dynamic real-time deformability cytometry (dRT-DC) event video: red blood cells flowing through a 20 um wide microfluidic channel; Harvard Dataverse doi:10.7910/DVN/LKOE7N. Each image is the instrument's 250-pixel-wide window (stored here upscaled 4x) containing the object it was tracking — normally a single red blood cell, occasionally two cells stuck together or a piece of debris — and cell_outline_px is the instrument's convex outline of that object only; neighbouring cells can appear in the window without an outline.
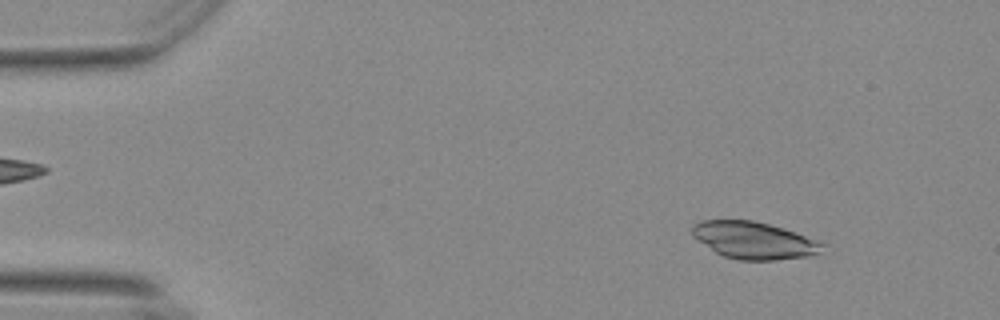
{"species": "Egyptian fruit bat (a non-hibernating species)", "species_latin": "Rousettus aegyptiacus", "temperature_condition": "warm", "stored_images_in_passage": 54, "camera_frame_rate_fps": 3000, "um_per_image_px": 0.085, "animal": {"sex": "female"}, "frame": {"image": 1, "passage_image": 6, "time_ms": 1.667, "image_size_px": [1000, 320], "cell_outline_px": [[824, 244], [820, 252], [808, 256], [772, 260], [740, 260], [724, 256], [716, 252], [692, 236], [692, 224], [700, 220], [752, 220], [784, 228]], "centroid_in_image_um": [64.03, 20.42], "position_along_channel_um": 21.0, "area_um2": 27.74}}
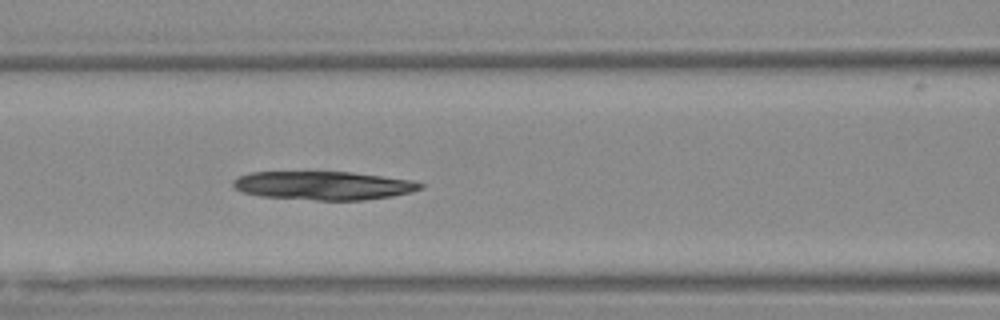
{"frame": {"image": 2, "passage_image": 23, "time_ms": 7.333, "image_size_px": [1000, 320], "cell_outline_px": [[424, 188], [392, 196], [364, 200], [316, 200], [260, 196], [240, 192], [232, 184], [232, 180], [240, 176], [252, 172], [352, 172], [408, 180], [424, 184]], "centroid_in_image_um": [27.45, 15.77], "position_along_channel_um": 139.2, "area_um2": 30.92}}
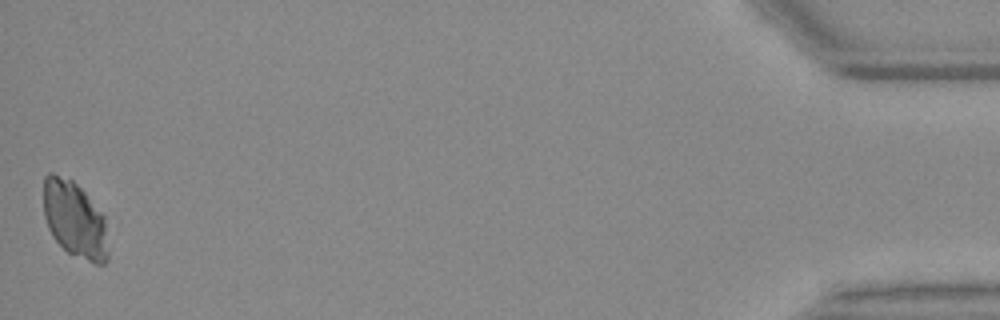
{"frame": {"image": 3, "passage_image": 54, "time_ms": 17.667, "image_size_px": [1000, 320], "cell_outline_px": [[108, 260], [104, 264], [96, 264], [68, 252], [52, 236], [48, 228], [44, 216], [44, 176], [48, 172], [52, 172], [72, 180], [84, 192], [104, 216], [108, 252]], "centroid_in_image_um": [6.34, 18.65], "position_along_channel_um": 428.9, "area_um2": 28.55}}